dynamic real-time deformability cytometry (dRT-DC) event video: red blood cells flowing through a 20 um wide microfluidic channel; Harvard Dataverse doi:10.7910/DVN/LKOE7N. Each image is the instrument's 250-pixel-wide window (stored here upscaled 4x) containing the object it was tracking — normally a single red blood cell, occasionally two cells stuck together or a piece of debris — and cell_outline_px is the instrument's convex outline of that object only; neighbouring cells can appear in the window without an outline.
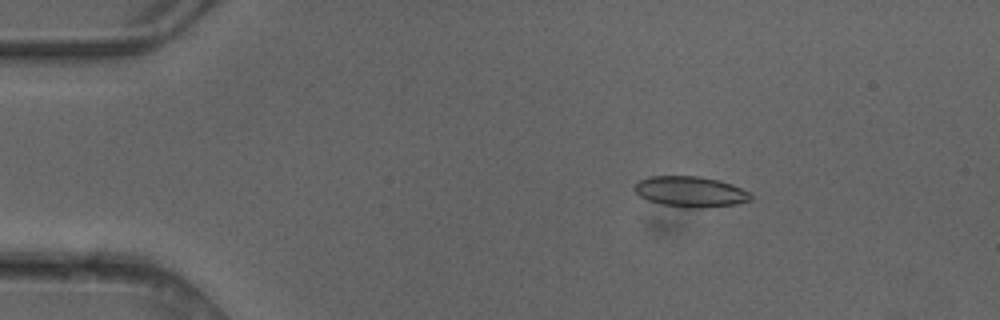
{"species": "common noctule bat (a hibernating species)", "species_latin": "Nyctalus noctula", "temperature_condition": "cold", "stored_images_in_passage": 5, "camera_frame_rate_fps": 3000, "um_per_image_px": 0.085, "animal": {"sex": "female"}, "frame": {"image": 1, "passage_image": 3, "time_ms": 0.667, "image_size_px": [1000, 320], "cell_outline_px": [[752, 200], [736, 204], [700, 208], [688, 208], [660, 204], [648, 200], [640, 196], [632, 188], [640, 180], [648, 176], [700, 176], [720, 180], [732, 184], [748, 192], [752, 196]], "centroid_in_image_um": [58.68, 16.29], "position_along_channel_um": 26.3, "area_um2": 20.81}}
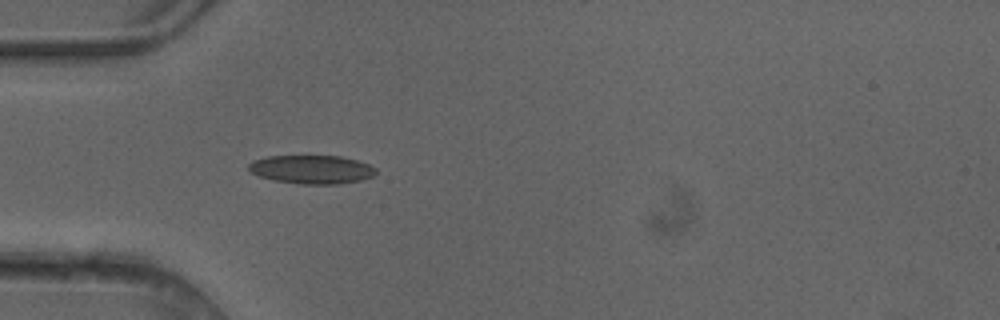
{"frame": {"image": 2, "passage_image": 5, "time_ms": 1.333, "image_size_px": [1000, 320], "cell_outline_px": [[376, 172], [372, 176], [360, 180], [340, 184], [300, 184], [272, 180], [260, 176], [252, 172], [248, 168], [248, 164], [252, 160], [268, 156], [340, 156], [356, 160], [368, 164], [376, 168]], "centroid_in_image_um": [26.48, 14.4], "position_along_channel_um": 58.5, "area_um2": 21.15}}